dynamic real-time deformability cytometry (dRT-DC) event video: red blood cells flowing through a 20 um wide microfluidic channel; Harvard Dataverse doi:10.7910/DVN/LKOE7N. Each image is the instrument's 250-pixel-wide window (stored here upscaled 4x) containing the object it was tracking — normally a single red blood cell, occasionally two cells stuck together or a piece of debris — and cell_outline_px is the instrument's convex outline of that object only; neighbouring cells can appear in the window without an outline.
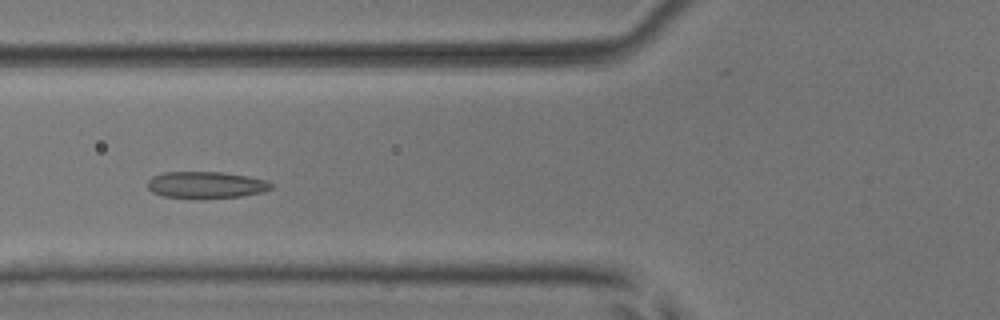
{"species": "common noctule bat (a hibernating species)", "species_latin": "Nyctalus noctula", "temperature_condition": "room temperature", "stored_images_in_passage": 41, "camera_frame_rate_fps": 3000, "um_per_image_px": 0.085, "animal": {"sex": "male", "body_mass_g": 17.9, "forearm_length_mm": 54.2}, "frame": {"image": 1, "passage_image": 9, "time_ms": 2.667, "image_size_px": [1000, 320], "cell_outline_px": [[272, 188], [264, 192], [244, 196], [164, 196], [152, 192], [148, 188], [148, 180], [152, 176], [164, 172], [224, 172], [248, 176], [268, 180], [272, 184]], "centroid_in_image_um": [17.56, 15.67], "position_along_channel_um": 108.2, "area_um2": 18.67}}
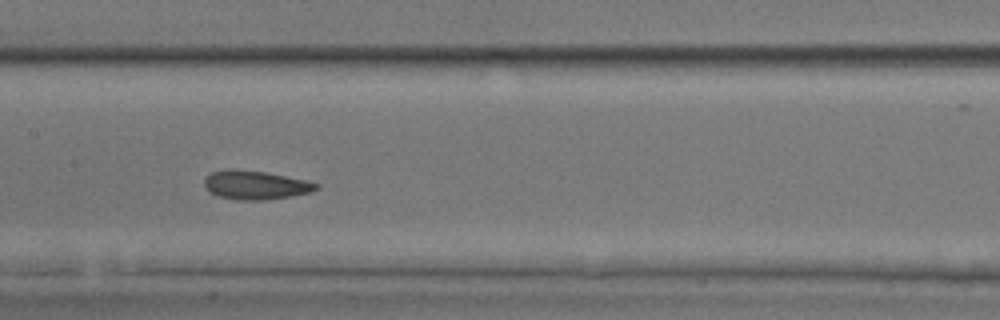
{"frame": {"image": 2, "passage_image": 15, "time_ms": 4.667, "image_size_px": [1000, 320], "cell_outline_px": [[320, 188], [308, 192], [288, 196], [264, 200], [240, 200], [216, 196], [208, 192], [204, 184], [204, 176], [212, 172], [224, 168], [232, 168], [264, 172], [308, 180], [320, 184]], "centroid_in_image_um": [21.66, 15.71], "position_along_channel_um": 185.7, "area_um2": 18.96}}
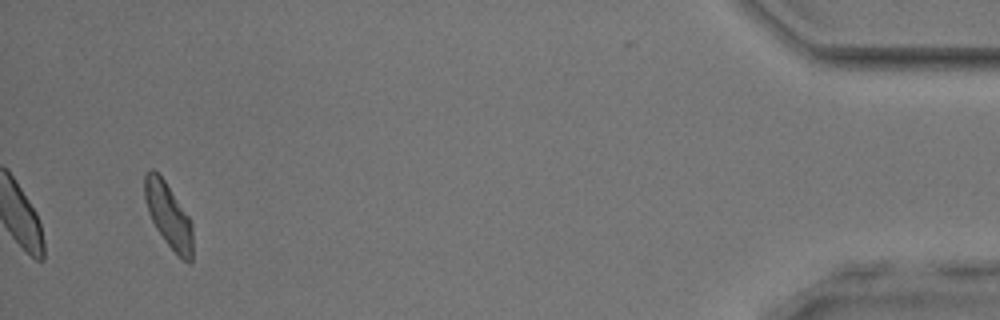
{"frame": {"image": 3, "passage_image": 39, "time_ms": 12.667, "image_size_px": [1000, 320], "cell_outline_px": [[192, 260], [188, 264], [164, 240], [156, 228], [148, 212], [144, 200], [144, 176], [152, 168], [164, 180], [188, 216], [192, 224]], "centroid_in_image_um": [14.3, 18.31], "position_along_channel_um": 420.9, "area_um2": 17.74}, "authors_computed_cell_mechanics": {"area_um2": 18.3226, "velocity_mm_per_s": 3.88, "shape_relaxation_time_tau1_ms": 2.6771, "shape_relaxation_time_tau2_ms": 1.568, "deformation_change_tau1": 0.1129, "deformation_change_tau2": 0.0679}}